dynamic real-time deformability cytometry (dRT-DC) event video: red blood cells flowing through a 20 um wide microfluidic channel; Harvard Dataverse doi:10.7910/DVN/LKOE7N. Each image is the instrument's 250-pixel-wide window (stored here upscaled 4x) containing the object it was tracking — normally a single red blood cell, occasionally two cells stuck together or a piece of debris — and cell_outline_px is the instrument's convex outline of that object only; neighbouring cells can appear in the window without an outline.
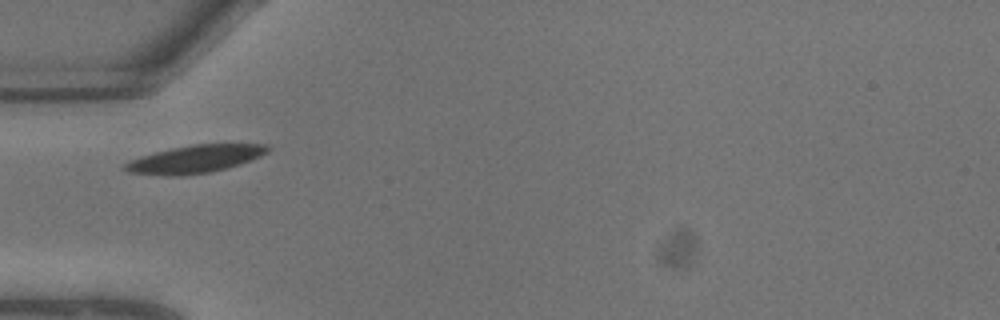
{"species": "common noctule bat (a hibernating species)", "species_latin": "Nyctalus noctula", "temperature_condition": "warm", "stored_images_in_passage": 2, "camera_frame_rate_fps": 3000, "um_per_image_px": 0.085, "animal": {"sex": "male", "body_mass_g": 13.3}, "frame": {"image": 1, "passage_image": 1, "time_ms": 0.0, "image_size_px": [1000, 320], "cell_outline_px": [[268, 152], [260, 156], [240, 164], [212, 172], [184, 176], [164, 176], [128, 172], [120, 168], [120, 164], [128, 160], [156, 152], [172, 148], [192, 144], [268, 144]], "centroid_in_image_um": [16.5, 13.54], "position_along_channel_um": 68.5, "area_um2": 23.29}}